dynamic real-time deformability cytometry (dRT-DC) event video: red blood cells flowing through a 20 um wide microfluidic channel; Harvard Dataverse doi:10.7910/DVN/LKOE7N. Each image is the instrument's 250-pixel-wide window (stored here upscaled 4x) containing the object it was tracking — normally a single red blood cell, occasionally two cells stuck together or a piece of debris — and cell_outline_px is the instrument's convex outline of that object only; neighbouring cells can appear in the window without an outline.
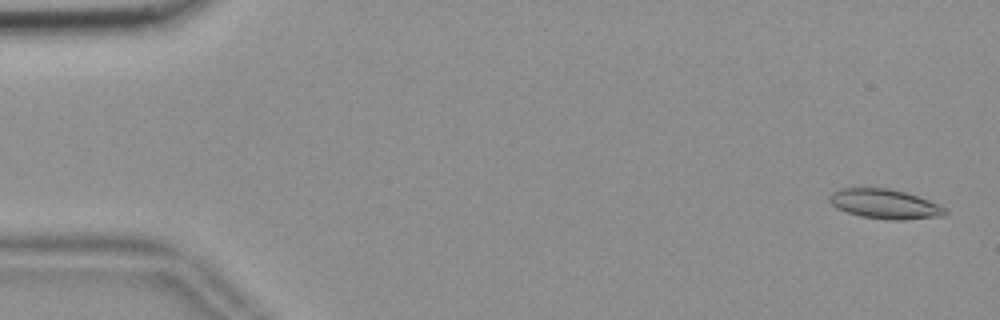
{"species": "common noctule bat (a hibernating species)", "species_latin": "Nyctalus noctula", "temperature_condition": "room temperature", "stored_images_in_passage": 55, "camera_frame_rate_fps": 3000, "um_per_image_px": 0.085, "animal": {"sex": "female", "body_mass_g": 18.4}, "frame": {"image": 1, "passage_image": 2, "time_ms": 0.333, "image_size_px": [1000, 320], "cell_outline_px": [[948, 212], [944, 216], [904, 220], [892, 220], [860, 216], [836, 208], [828, 200], [828, 196], [832, 192], [840, 188], [892, 188], [928, 200], [948, 208]], "centroid_in_image_um": [75.22, 17.34], "position_along_channel_um": 9.8, "area_um2": 20.06}}
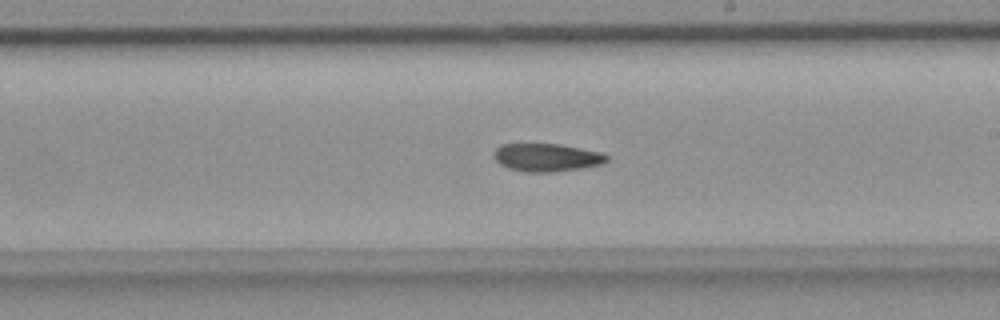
{"frame": {"image": 2, "passage_image": 32, "time_ms": 10.333, "image_size_px": [1000, 320], "cell_outline_px": [[608, 160], [600, 164], [580, 168], [552, 172], [524, 172], [508, 168], [500, 164], [492, 156], [492, 152], [500, 144], [560, 144], [604, 152], [608, 156]], "centroid_in_image_um": [46.45, 13.37], "position_along_channel_um": 242.6, "area_um2": 18.55}}
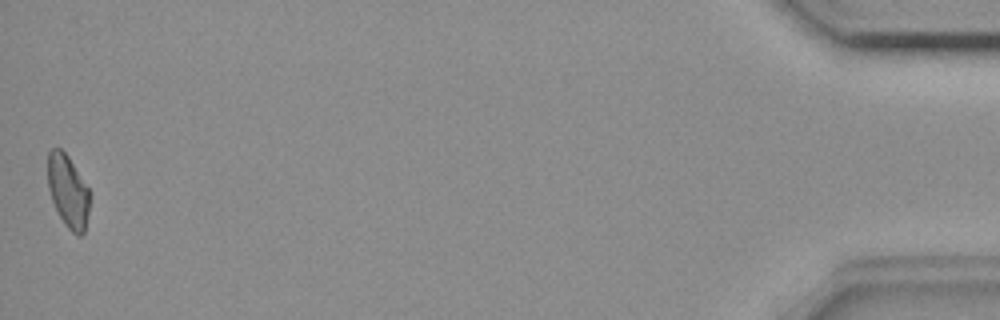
{"frame": {"image": 3, "passage_image": 55, "time_ms": 18.0, "image_size_px": [1000, 320], "cell_outline_px": [[88, 212], [84, 232], [80, 236], [76, 236], [64, 224], [52, 200], [48, 188], [48, 152], [52, 148], [60, 148], [68, 156], [88, 188]], "centroid_in_image_um": [5.76, 16.26], "position_along_channel_um": 429.4, "area_um2": 17.4}}